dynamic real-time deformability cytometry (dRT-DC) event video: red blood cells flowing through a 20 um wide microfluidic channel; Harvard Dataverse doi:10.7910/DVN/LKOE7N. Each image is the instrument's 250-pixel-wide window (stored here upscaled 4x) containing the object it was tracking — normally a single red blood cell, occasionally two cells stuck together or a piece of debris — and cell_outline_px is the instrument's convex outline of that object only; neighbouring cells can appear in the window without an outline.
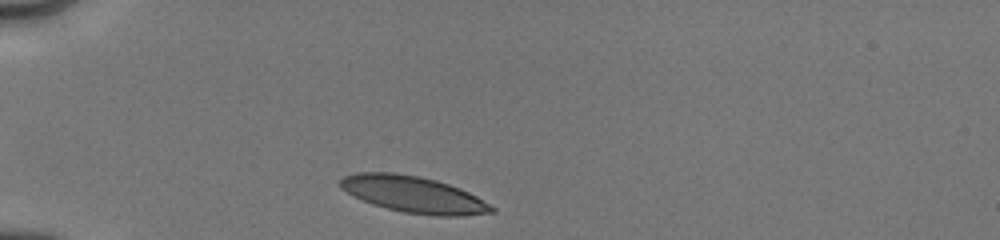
{"species": "human", "species_latin": "Homo sapiens", "temperature_condition": "cold", "stored_images_in_passage": 6, "camera_frame_rate_fps": 3000, "um_per_image_px": 0.085, "donor": {"sex": "male"}, "frame": {"image": 1, "passage_image": 1, "time_ms": 0.0, "image_size_px": [1000, 240], "cell_outline_px": [[496, 212], [464, 216], [436, 216], [404, 212], [372, 204], [352, 196], [340, 188], [340, 180], [344, 176], [356, 172], [396, 172], [436, 180], [460, 188], [476, 196], [496, 208]], "centroid_in_image_um": [35.14, 16.53], "position_along_channel_um": 49.9, "area_um2": 32.19}}
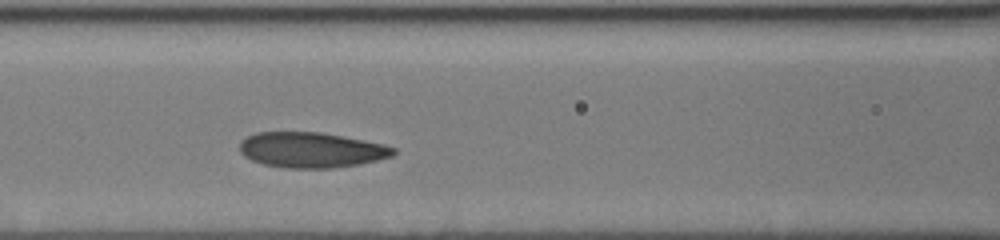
{"frame": {"image": 2, "passage_image": 5, "time_ms": 3.0, "image_size_px": [1000, 240], "cell_outline_px": [[396, 152], [392, 156], [360, 164], [332, 168], [288, 168], [264, 164], [252, 160], [244, 156], [240, 152], [240, 140], [256, 132], [320, 132], [364, 140], [384, 144], [396, 148]], "centroid_in_image_um": [26.46, 12.74], "position_along_channel_um": 140.1, "area_um2": 31.67}}
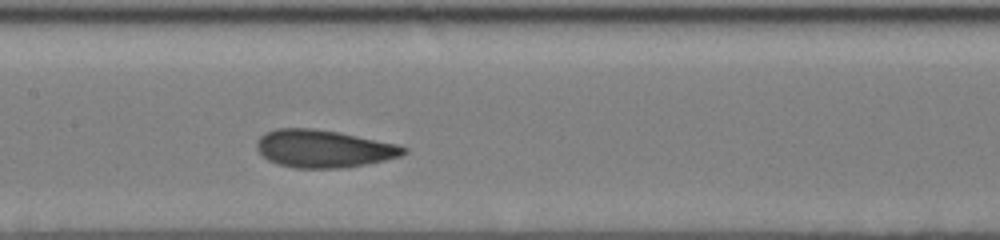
{"frame": {"image": 3, "passage_image": 6, "time_ms": 4.0, "image_size_px": [1000, 240], "cell_outline_px": [[408, 152], [400, 156], [384, 160], [344, 168], [296, 168], [276, 164], [268, 160], [256, 148], [256, 140], [264, 132], [276, 128], [312, 128], [340, 132], [396, 144], [408, 148]], "centroid_in_image_um": [27.47, 12.63], "position_along_channel_um": 179.9, "area_um2": 32.31}}